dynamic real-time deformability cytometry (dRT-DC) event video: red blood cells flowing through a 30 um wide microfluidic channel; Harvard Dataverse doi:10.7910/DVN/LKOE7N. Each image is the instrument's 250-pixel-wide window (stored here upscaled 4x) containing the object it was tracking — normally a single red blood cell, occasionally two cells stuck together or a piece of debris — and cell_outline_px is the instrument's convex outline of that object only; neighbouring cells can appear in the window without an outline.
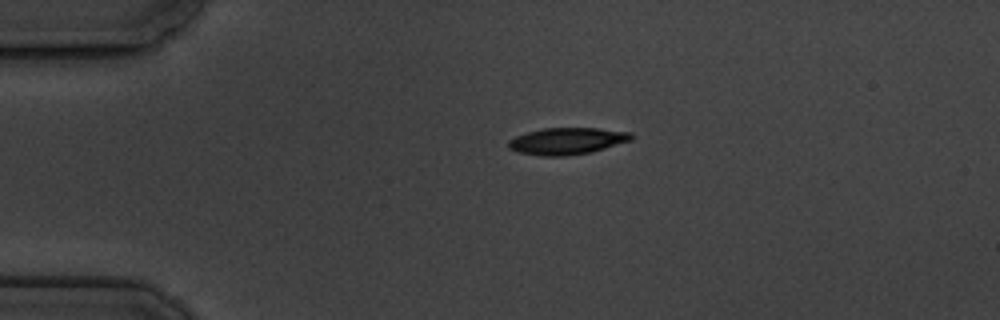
{"species": "common noctule bat (a hibernating species)", "species_latin": "Nyctalus noctula", "temperature_condition": "cold", "stored_images_in_passage": 13, "camera_frame_rate_fps": 3000, "um_per_image_px": 0.085, "animal": {"sex": "male", "body_mass_g": 19.5, "forearm_length_mm": 54.6}, "frame": {"image": 1, "passage_image": 1, "time_ms": 0.0, "image_size_px": [1000, 320], "cell_outline_px": [[636, 136], [632, 140], [592, 152], [564, 156], [540, 156], [516, 152], [508, 148], [508, 140], [516, 136], [528, 132], [544, 128], [600, 128], [632, 132]], "centroid_in_image_um": [48.23, 11.99], "position_along_channel_um": 36.8, "area_um2": 19.42}}
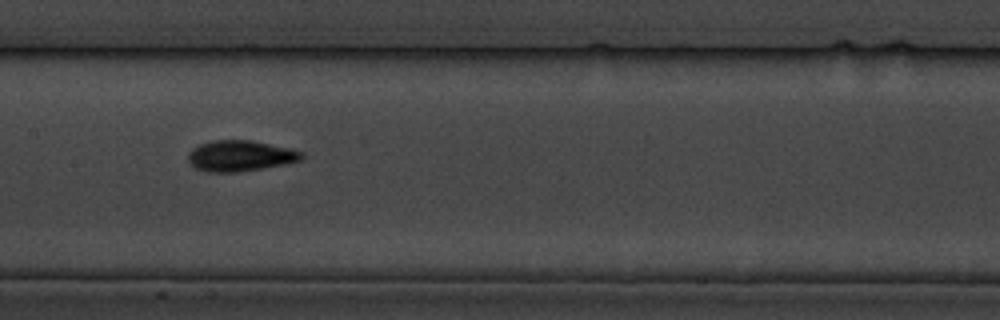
{"frame": {"image": 2, "passage_image": 6, "time_ms": 5.333, "image_size_px": [1000, 320], "cell_outline_px": [[304, 156], [300, 160], [284, 164], [236, 172], [208, 172], [196, 168], [188, 160], [188, 152], [192, 148], [200, 144], [212, 140], [252, 140], [292, 148], [304, 152]], "centroid_in_image_um": [20.43, 13.23], "position_along_channel_um": 187.0, "area_um2": 20.4}}
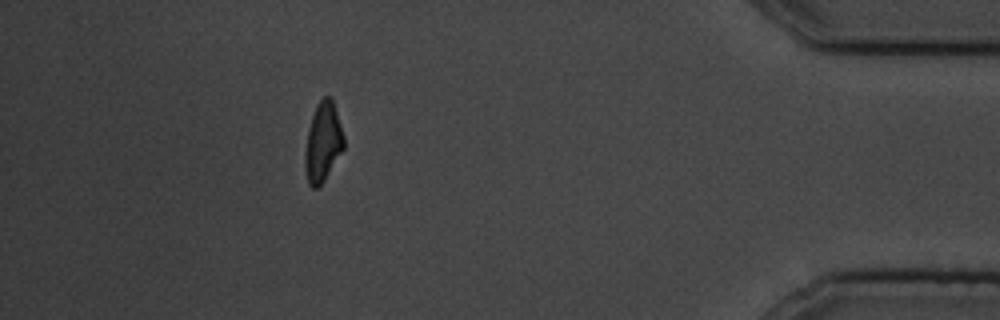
{"frame": {"image": 3, "passage_image": 12, "time_ms": 13.0, "image_size_px": [1000, 320], "cell_outline_px": [[344, 148], [324, 180], [316, 188], [312, 188], [308, 184], [304, 168], [304, 156], [308, 132], [312, 116], [316, 104], [324, 96], [332, 96], [344, 136]], "centroid_in_image_um": [27.44, 12.07], "position_along_channel_um": 407.8, "area_um2": 17.92}, "authors_computed_cell_mechanics": {"area_um2": 19.1896, "velocity_mm_per_s": 3.5135, "shape_relaxation_time_tau1_ms": 3.0775, "shape_relaxation_time_tau2_ms": 3.2162, "deformation_change_tau1": 0.103, "deformation_change_tau2": 0.0653}}